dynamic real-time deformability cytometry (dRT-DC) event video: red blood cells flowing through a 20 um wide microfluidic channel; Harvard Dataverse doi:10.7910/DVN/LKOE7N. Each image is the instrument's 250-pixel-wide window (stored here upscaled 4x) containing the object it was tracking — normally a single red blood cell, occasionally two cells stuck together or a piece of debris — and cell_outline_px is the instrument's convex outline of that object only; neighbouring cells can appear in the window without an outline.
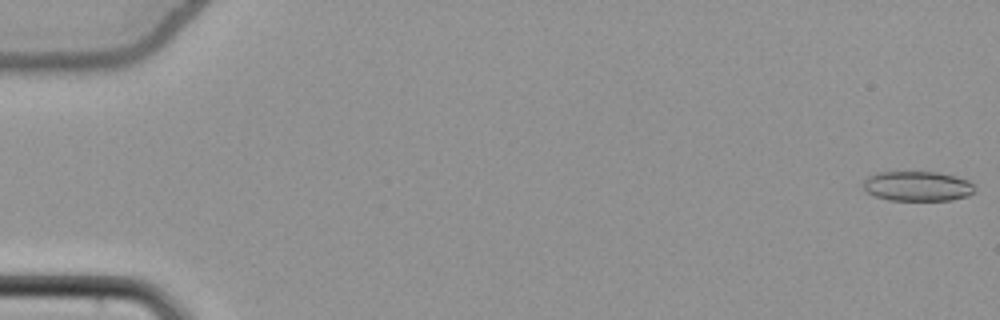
{"species": "common noctule bat (a hibernating species)", "species_latin": "Nyctalus noctula", "temperature_condition": "cold", "stored_images_in_passage": 55, "camera_frame_rate_fps": 3000, "um_per_image_px": 0.085, "animal": {"sex": "female", "body_mass_g": 22.7, "forearm_length_mm": 54.2}, "frame": {"image": 1, "passage_image": 1, "time_ms": 0.0, "image_size_px": [1000, 320], "cell_outline_px": [[976, 192], [968, 196], [952, 200], [888, 200], [876, 196], [868, 192], [864, 188], [864, 180], [868, 176], [876, 172], [936, 172], [956, 176], [968, 180], [972, 184]], "centroid_in_image_um": [78.01, 15.82], "position_along_channel_um": 7.0, "area_um2": 19.42}}
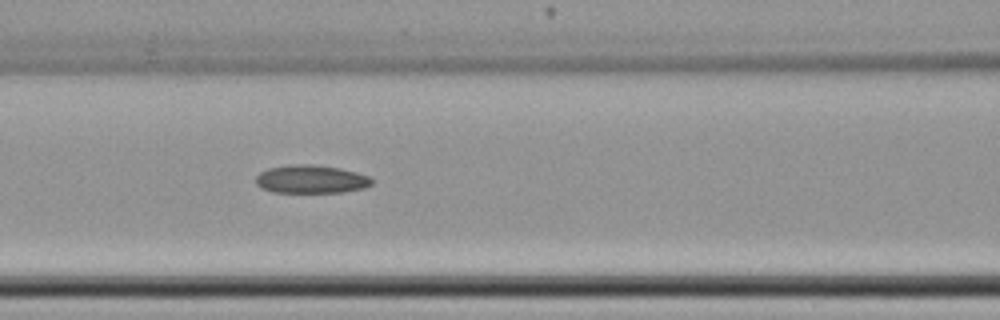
{"frame": {"image": 2, "passage_image": 25, "time_ms": 8.0, "image_size_px": [1000, 320], "cell_outline_px": [[372, 184], [364, 188], [344, 192], [272, 192], [260, 188], [256, 184], [256, 176], [260, 172], [268, 168], [288, 164], [316, 164], [340, 168], [356, 172], [368, 176], [372, 180]], "centroid_in_image_um": [26.41, 15.22], "position_along_channel_um": 140.2, "area_um2": 19.25}}
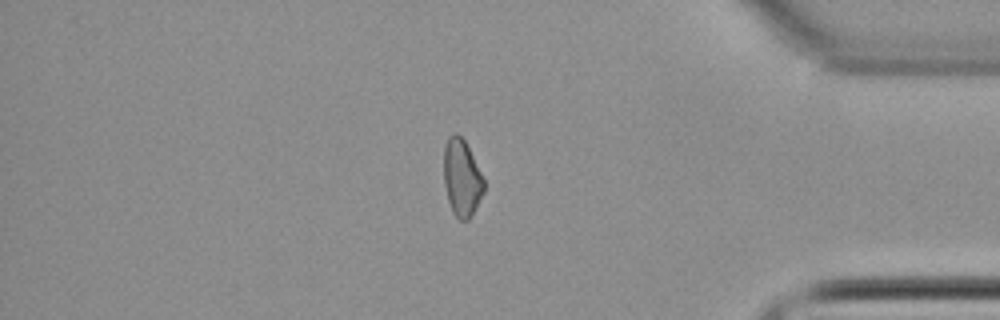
{"frame": {"image": 3, "passage_image": 47, "time_ms": 15.333, "image_size_px": [1000, 320], "cell_outline_px": [[484, 192], [472, 216], [468, 220], [460, 220], [452, 212], [448, 200], [444, 184], [444, 148], [448, 136], [456, 132], [464, 140], [484, 180]], "centroid_in_image_um": [39.24, 15.14], "position_along_channel_um": 396.0, "area_um2": 17.86}}